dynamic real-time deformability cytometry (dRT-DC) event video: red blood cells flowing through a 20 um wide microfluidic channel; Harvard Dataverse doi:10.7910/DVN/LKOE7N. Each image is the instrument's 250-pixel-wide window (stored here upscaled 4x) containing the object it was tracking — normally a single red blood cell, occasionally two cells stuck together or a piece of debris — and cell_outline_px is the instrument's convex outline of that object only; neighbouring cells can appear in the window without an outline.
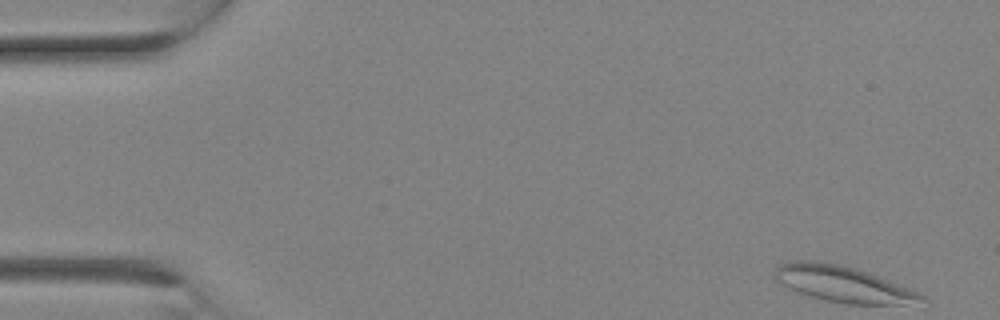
{"species": "Egyptian fruit bat (a non-hibernating species)", "species_latin": "Rousettus aegyptiacus", "temperature_condition": "room temperature", "stored_images_in_passage": 9, "camera_frame_rate_fps": 3000, "um_per_image_px": 0.085, "animal": {"sex": "female"}, "frame": {"image": 1, "passage_image": 1, "time_ms": 0.0, "image_size_px": [1000, 320], "cell_outline_px": [[928, 300], [904, 304], [844, 304], [812, 296], [800, 292], [780, 284], [776, 280], [772, 272], [780, 264], [792, 260], [820, 260], [844, 264], [868, 272], [908, 288], [924, 296]], "centroid_in_image_um": [71.6, 24.11], "position_along_channel_um": 13.4, "area_um2": 30.75}}
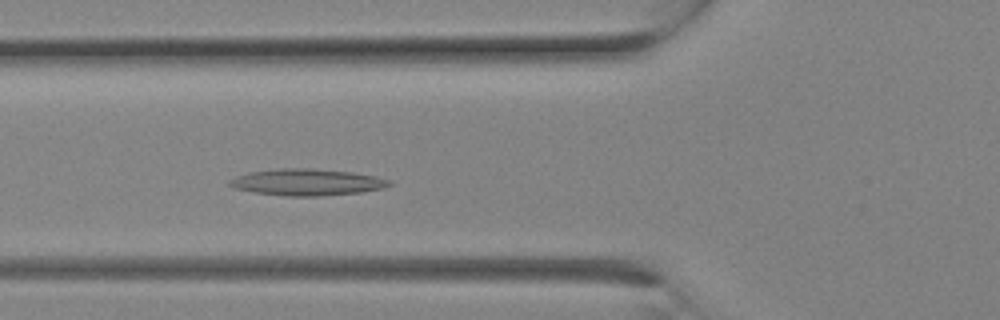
{"frame": {"image": 2, "passage_image": 9, "time_ms": 2.667, "image_size_px": [1000, 320], "cell_outline_px": [[392, 184], [384, 188], [360, 192], [320, 196], [284, 196], [252, 192], [236, 188], [228, 184], [228, 180], [236, 176], [248, 172], [280, 168], [312, 168], [352, 172], [376, 176], [392, 180]], "centroid_in_image_um": [26.1, 15.48], "position_along_channel_um": 99.7, "area_um2": 24.91}}